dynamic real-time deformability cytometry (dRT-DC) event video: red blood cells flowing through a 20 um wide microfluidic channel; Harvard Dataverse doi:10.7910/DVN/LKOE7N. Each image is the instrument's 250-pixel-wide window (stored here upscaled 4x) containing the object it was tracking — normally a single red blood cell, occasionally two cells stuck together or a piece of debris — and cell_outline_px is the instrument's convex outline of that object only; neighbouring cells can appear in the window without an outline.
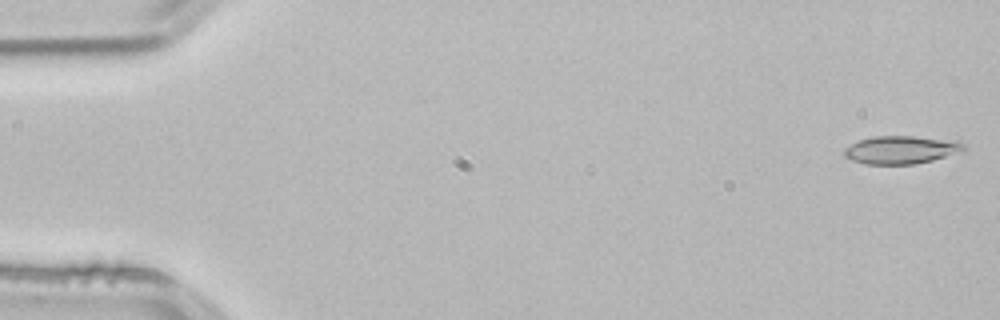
{"species": "common noctule bat (a hibernating species)", "species_latin": "Nyctalus noctula", "temperature_condition": "room temperature", "stored_images_in_passage": 16, "camera_frame_rate_fps": 3000, "um_per_image_px": 0.085, "animal": {"sex": "male", "body_mass_g": 21.5, "forearm_length_mm": 52.0}, "frame": {"image": 1, "passage_image": 1, "time_ms": 0.0, "image_size_px": [1000, 320], "cell_outline_px": [[964, 152], [932, 160], [912, 164], [864, 164], [852, 160], [844, 156], [844, 148], [860, 140], [872, 136], [912, 136], [960, 140], [964, 144]], "centroid_in_image_um": [76.64, 12.73], "position_along_channel_um": 8.4, "area_um2": 19.65}}
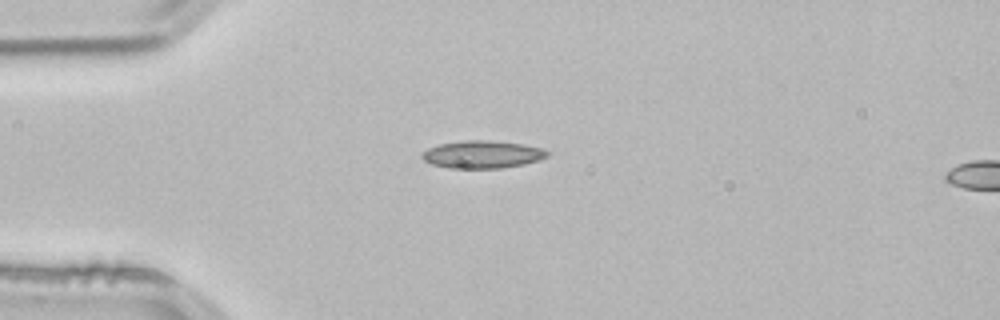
{"frame": {"image": 2, "passage_image": 13, "time_ms": 4.0, "image_size_px": [1000, 320], "cell_outline_px": [[548, 156], [524, 164], [500, 168], [448, 168], [432, 164], [424, 160], [420, 156], [428, 148], [440, 144], [464, 140], [488, 140], [520, 144], [540, 148], [548, 152]], "centroid_in_image_um": [40.95, 13.13], "position_along_channel_um": 44.0, "area_um2": 19.83}}